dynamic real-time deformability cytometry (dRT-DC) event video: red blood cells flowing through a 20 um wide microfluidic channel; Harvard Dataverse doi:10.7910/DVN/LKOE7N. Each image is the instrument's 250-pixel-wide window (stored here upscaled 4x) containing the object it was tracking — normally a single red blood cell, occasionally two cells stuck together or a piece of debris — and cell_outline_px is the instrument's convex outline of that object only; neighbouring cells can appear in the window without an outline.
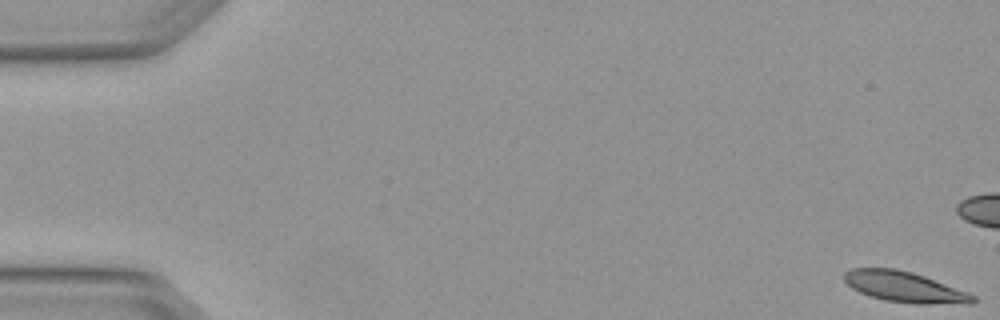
{"species": "Egyptian fruit bat (a non-hibernating species)", "species_latin": "Rousettus aegyptiacus", "temperature_condition": "warm", "stored_images_in_passage": 5, "camera_frame_rate_fps": 3000, "um_per_image_px": 0.085, "animal": {"sex": "female"}, "frame": {"image": 1, "passage_image": 1, "time_ms": 0.0, "image_size_px": [1000, 320], "cell_outline_px": [[976, 300], [972, 304], [916, 304], [884, 300], [860, 292], [852, 288], [844, 280], [844, 272], [852, 268], [896, 268], [912, 272], [924, 276], [968, 292], [976, 296]], "centroid_in_image_um": [76.92, 24.39], "position_along_channel_um": 8.1, "area_um2": 23.0}}